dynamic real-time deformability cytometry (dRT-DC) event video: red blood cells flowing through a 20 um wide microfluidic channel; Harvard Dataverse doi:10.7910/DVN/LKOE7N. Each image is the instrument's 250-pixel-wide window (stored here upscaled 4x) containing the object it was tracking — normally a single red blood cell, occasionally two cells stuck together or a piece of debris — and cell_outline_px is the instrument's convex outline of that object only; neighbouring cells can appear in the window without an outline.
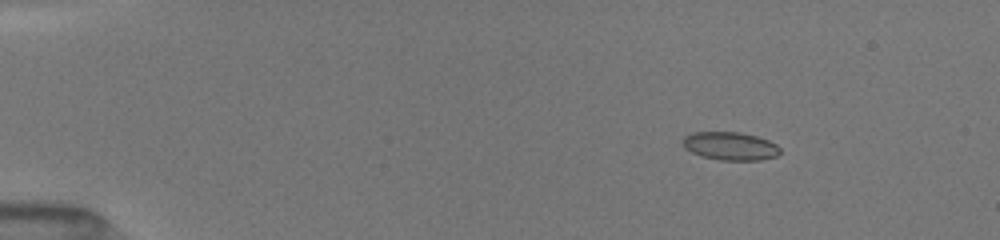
{"species": "common noctule bat (a hibernating species)", "species_latin": "Nyctalus noctula", "temperature_condition": "room temperature", "stored_images_in_passage": 38, "camera_frame_rate_fps": 3000, "um_per_image_px": 0.085, "animal": {"sex": "female", "body_mass_g": 19.5, "forearm_length_mm": 54.1}, "frame": {"image": 1, "passage_image": 8, "time_ms": 2.333, "image_size_px": [1000, 240], "cell_outline_px": [[780, 152], [776, 156], [760, 160], [720, 160], [700, 156], [684, 148], [680, 140], [684, 136], [692, 132], [740, 132], [756, 136], [768, 140], [776, 144], [780, 148]], "centroid_in_image_um": [62.03, 12.41], "position_along_channel_um": 23.0, "area_um2": 16.13}}
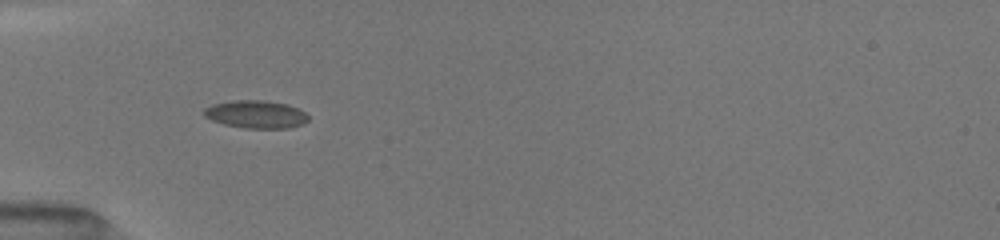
{"frame": {"image": 2, "passage_image": 29, "time_ms": 5.667, "image_size_px": [1000, 240], "cell_outline_px": [[308, 120], [304, 124], [288, 128], [244, 128], [224, 124], [212, 120], [204, 116], [204, 108], [212, 104], [232, 100], [264, 100], [288, 104], [304, 112], [308, 116]], "centroid_in_image_um": [21.75, 9.71], "position_along_channel_um": 63.3, "area_um2": 16.94}}
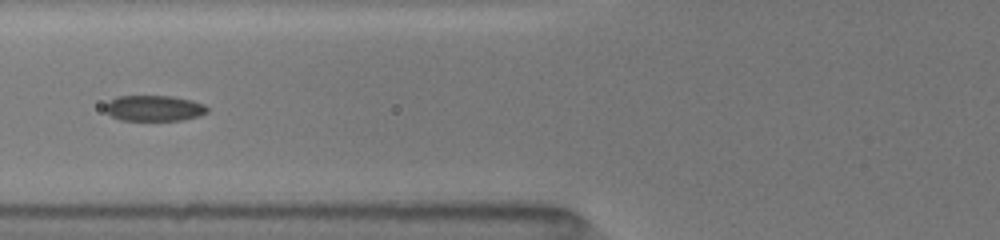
{"frame": {"image": 3, "passage_image": 37, "time_ms": 7.0, "image_size_px": [1000, 240], "cell_outline_px": [[208, 112], [200, 116], [180, 120], [120, 120], [104, 112], [104, 104], [108, 100], [116, 96], [172, 96], [192, 100], [204, 104], [208, 108]], "centroid_in_image_um": [13.06, 9.19], "position_along_channel_um": 112.7, "area_um2": 15.55}}